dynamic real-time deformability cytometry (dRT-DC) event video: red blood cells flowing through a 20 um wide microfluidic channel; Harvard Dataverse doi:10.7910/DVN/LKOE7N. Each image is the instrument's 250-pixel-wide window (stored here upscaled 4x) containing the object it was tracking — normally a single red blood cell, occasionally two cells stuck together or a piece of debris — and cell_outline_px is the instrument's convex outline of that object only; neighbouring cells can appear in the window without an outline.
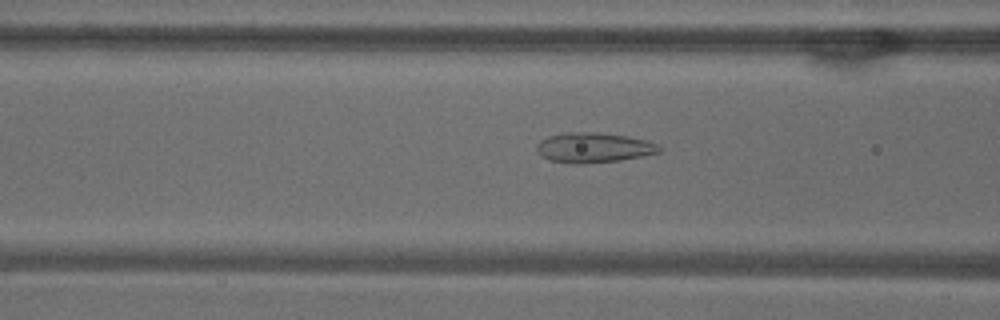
{"species": "common noctule bat (a hibernating species)", "species_latin": "Nyctalus noctula", "temperature_condition": "warm", "stored_images_in_passage": 52, "camera_frame_rate_fps": 3000, "um_per_image_px": 0.085, "animal": {"sex": "male", "body_mass_g": 18.8}, "frame": {"image": 1, "passage_image": 20, "time_ms": 6.333, "image_size_px": [1000, 320], "cell_outline_px": [[664, 148], [660, 152], [620, 160], [584, 164], [572, 164], [552, 160], [540, 156], [536, 152], [536, 144], [540, 140], [548, 136], [568, 132], [596, 132], [628, 136], [648, 140]], "centroid_in_image_um": [50.44, 12.54], "position_along_channel_um": 116.2, "area_um2": 21.62}}
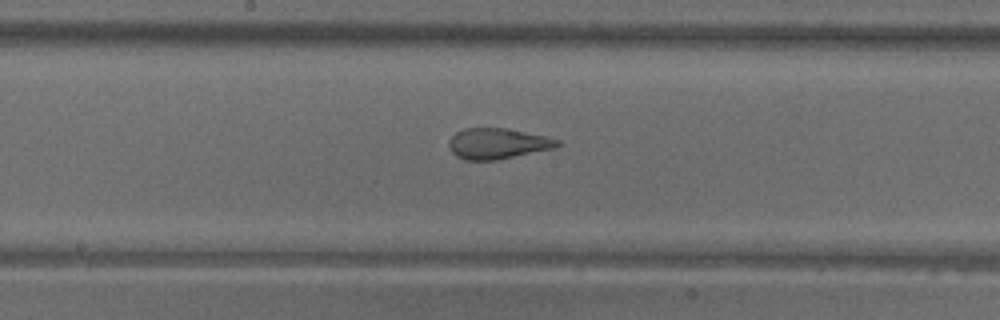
{"frame": {"image": 2, "passage_image": 27, "time_ms": 8.667, "image_size_px": [1000, 320], "cell_outline_px": [[560, 144], [556, 148], [496, 160], [464, 160], [456, 156], [448, 148], [448, 144], [452, 136], [456, 132], [464, 128], [504, 128], [544, 136], [560, 140]], "centroid_in_image_um": [42.27, 12.21], "position_along_channel_um": 205.9, "area_um2": 19.36}}
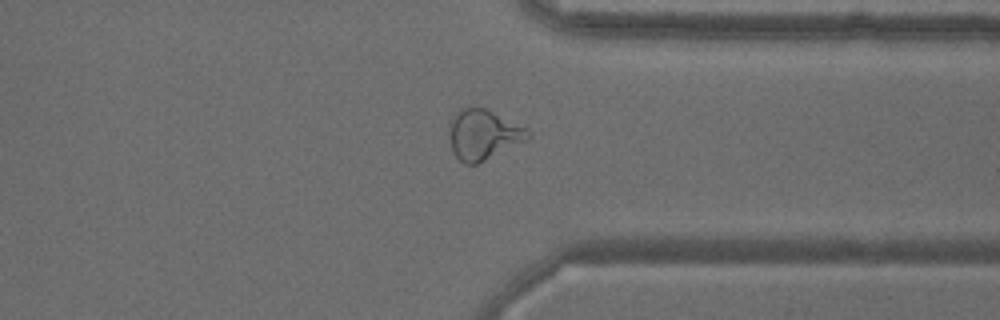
{"frame": {"image": 3, "passage_image": 40, "time_ms": 13.0, "image_size_px": [1000, 320], "cell_outline_px": [[532, 136], [528, 140], [476, 164], [464, 164], [452, 152], [448, 136], [448, 120], [460, 108], [484, 108], [532, 132]], "centroid_in_image_um": [41.02, 11.46], "position_along_channel_um": 370.4, "area_um2": 22.95}, "authors_computed_cell_mechanics": {"area_um2": 24.1026, "velocity_mm_per_s": 3.8353, "shape_relaxation_time_tau1_ms": null, "shape_relaxation_time_tau2_ms": 1.1864, "deformation_change_tau1": null, "deformation_change_tau2": 0.0917}}